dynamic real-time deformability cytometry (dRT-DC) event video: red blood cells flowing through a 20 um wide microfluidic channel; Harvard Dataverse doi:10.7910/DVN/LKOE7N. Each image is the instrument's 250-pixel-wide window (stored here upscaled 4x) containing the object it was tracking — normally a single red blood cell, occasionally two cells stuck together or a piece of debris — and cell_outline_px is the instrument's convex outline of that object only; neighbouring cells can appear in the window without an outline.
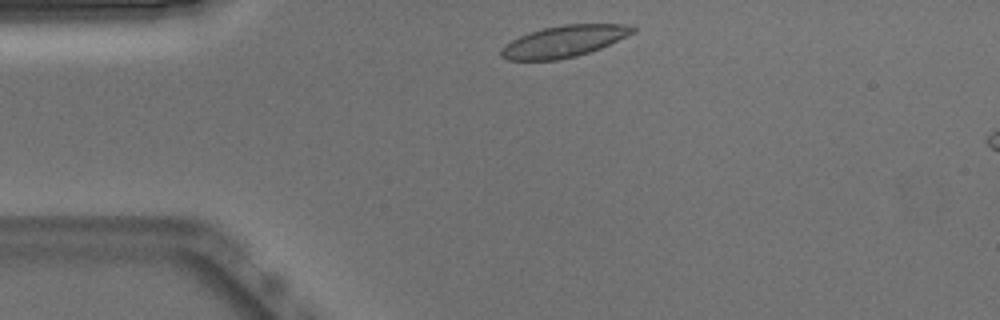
{"species": "Egyptian fruit bat (a non-hibernating species)", "species_latin": "Rousettus aegyptiacus", "temperature_condition": "warm", "stored_images_in_passage": 44, "camera_frame_rate_fps": 3000, "um_per_image_px": 0.085, "animal": {"sex": "male"}, "frame": {"image": 1, "passage_image": 2, "time_ms": 0.333, "image_size_px": [1000, 320], "cell_outline_px": [[640, 28], [636, 32], [600, 48], [576, 56], [556, 60], [508, 60], [500, 56], [500, 52], [512, 40], [520, 36], [544, 28], [564, 24], [624, 24]], "centroid_in_image_um": [48.0, 3.51], "position_along_channel_um": 37.0, "area_um2": 23.93}}
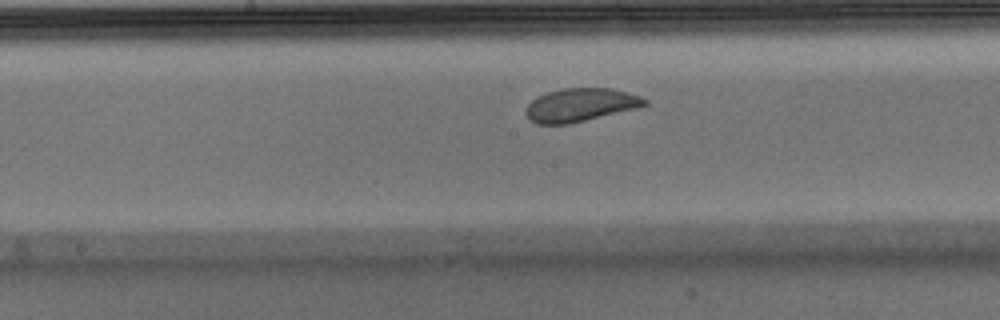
{"frame": {"image": 2, "passage_image": 17, "time_ms": 5.333, "image_size_px": [1000, 320], "cell_outline_px": [[648, 104], [636, 108], [568, 124], [536, 124], [524, 112], [528, 104], [532, 100], [548, 92], [564, 88], [612, 88], [640, 96], [648, 100]], "centroid_in_image_um": [49.34, 8.91], "position_along_channel_um": 198.9, "area_um2": 22.72}}
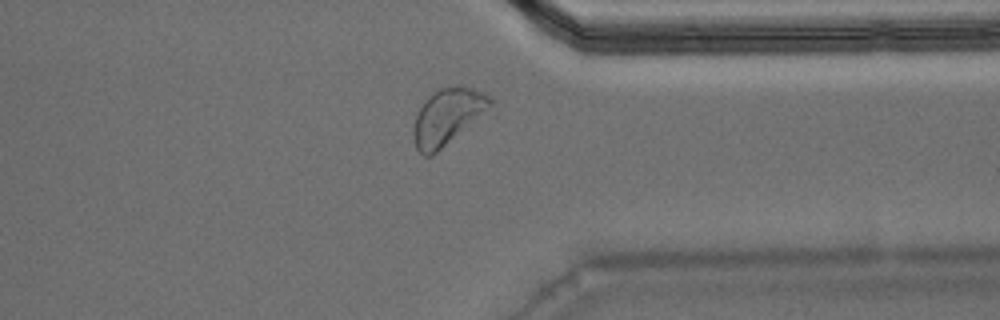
{"frame": {"image": 3, "passage_image": 31, "time_ms": 10.0, "image_size_px": [1000, 320], "cell_outline_px": [[496, 100], [492, 116], [432, 156], [424, 156], [416, 148], [412, 140], [412, 128], [416, 116], [420, 108], [428, 96], [436, 88], [460, 84], [472, 88]], "centroid_in_image_um": [38.19, 9.95], "position_along_channel_um": 373.2, "area_um2": 27.4}}